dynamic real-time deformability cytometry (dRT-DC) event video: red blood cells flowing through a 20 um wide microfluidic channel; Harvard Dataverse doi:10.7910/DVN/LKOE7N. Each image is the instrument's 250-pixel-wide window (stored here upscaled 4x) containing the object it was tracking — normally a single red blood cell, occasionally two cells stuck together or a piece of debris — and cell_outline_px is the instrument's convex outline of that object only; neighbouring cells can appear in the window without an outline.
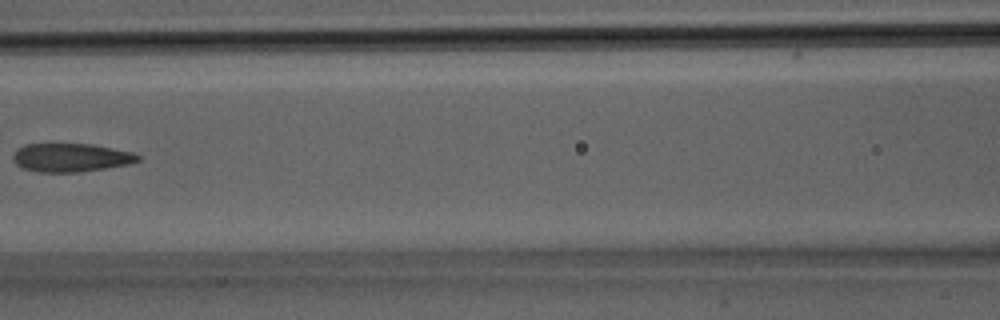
{"species": "Egyptian fruit bat (a non-hibernating species)", "species_latin": "Rousettus aegyptiacus", "temperature_condition": "room temperature", "stored_images_in_passage": 16, "camera_frame_rate_fps": 3000, "um_per_image_px": 0.085, "animal": {"sex": "male"}, "frame": {"image": 1, "passage_image": 7, "time_ms": 2.0, "image_size_px": [1000, 320], "cell_outline_px": [[140, 160], [128, 164], [80, 172], [36, 172], [24, 168], [16, 164], [12, 160], [12, 156], [16, 148], [24, 144], [92, 144], [132, 152], [140, 156]], "centroid_in_image_um": [5.98, 13.39], "position_along_channel_um": 160.6, "area_um2": 20.75}}